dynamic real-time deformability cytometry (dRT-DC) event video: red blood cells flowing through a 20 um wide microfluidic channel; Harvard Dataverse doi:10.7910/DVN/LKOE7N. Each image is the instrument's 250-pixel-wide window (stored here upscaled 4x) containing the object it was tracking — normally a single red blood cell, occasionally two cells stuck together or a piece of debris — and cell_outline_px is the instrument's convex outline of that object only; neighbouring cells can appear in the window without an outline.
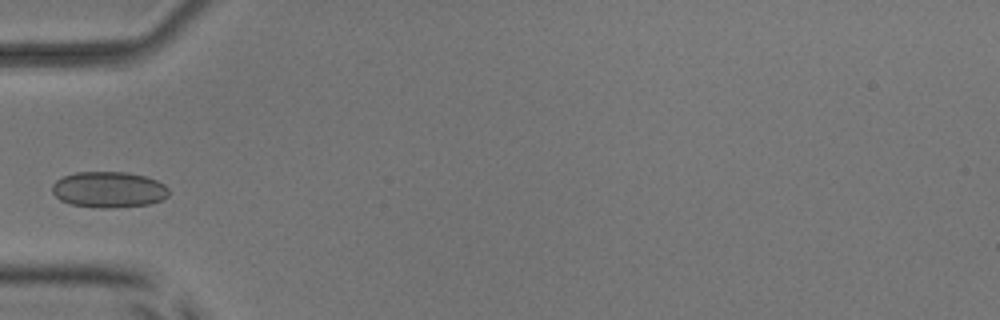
{"species": "common noctule bat (a hibernating species)", "species_latin": "Nyctalus noctula", "temperature_condition": "room temperature", "stored_images_in_passage": 3, "camera_frame_rate_fps": 3000, "um_per_image_px": 0.085, "animal": {"sex": "male", "body_mass_g": 17.9, "forearm_length_mm": 54.2}, "frame": {"image": 1, "passage_image": 3, "time_ms": 3.0, "image_size_px": [1000, 320], "cell_outline_px": [[168, 196], [160, 200], [148, 204], [108, 208], [96, 208], [72, 204], [60, 200], [52, 192], [52, 184], [56, 180], [64, 176], [76, 172], [128, 172], [144, 176], [156, 180], [164, 184], [168, 188]], "centroid_in_image_um": [9.22, 16.11], "position_along_channel_um": 75.8, "area_um2": 24.39}}